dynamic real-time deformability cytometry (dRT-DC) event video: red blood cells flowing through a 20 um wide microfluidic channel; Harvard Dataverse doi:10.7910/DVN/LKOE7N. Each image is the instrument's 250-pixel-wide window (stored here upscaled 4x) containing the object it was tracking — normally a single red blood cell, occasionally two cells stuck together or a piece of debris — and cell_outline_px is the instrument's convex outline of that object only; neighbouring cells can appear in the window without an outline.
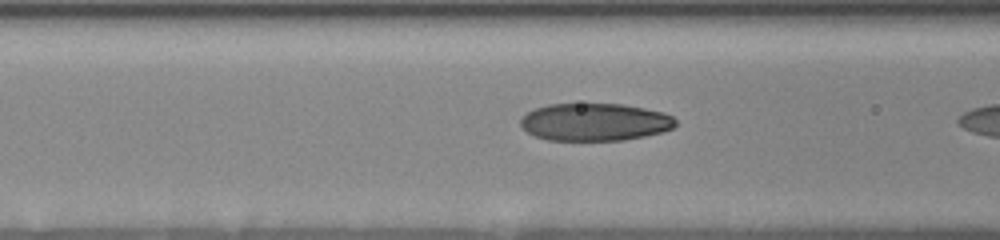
{"species": "human", "species_latin": "Homo sapiens", "temperature_condition": "room temperature", "stored_images_in_passage": 24, "camera_frame_rate_fps": 3000, "um_per_image_px": 0.085, "donor": {"sex": "female"}, "frame": {"image": 1, "passage_image": 23, "time_ms": 4.0, "image_size_px": [1000, 240], "cell_outline_px": [[676, 124], [672, 128], [664, 132], [624, 140], [548, 140], [536, 136], [528, 132], [520, 124], [520, 120], [528, 112], [536, 108], [548, 104], [624, 104], [664, 112], [672, 116], [676, 120]], "centroid_in_image_um": [50.59, 10.37], "position_along_channel_um": 116.0, "area_um2": 33.87}}